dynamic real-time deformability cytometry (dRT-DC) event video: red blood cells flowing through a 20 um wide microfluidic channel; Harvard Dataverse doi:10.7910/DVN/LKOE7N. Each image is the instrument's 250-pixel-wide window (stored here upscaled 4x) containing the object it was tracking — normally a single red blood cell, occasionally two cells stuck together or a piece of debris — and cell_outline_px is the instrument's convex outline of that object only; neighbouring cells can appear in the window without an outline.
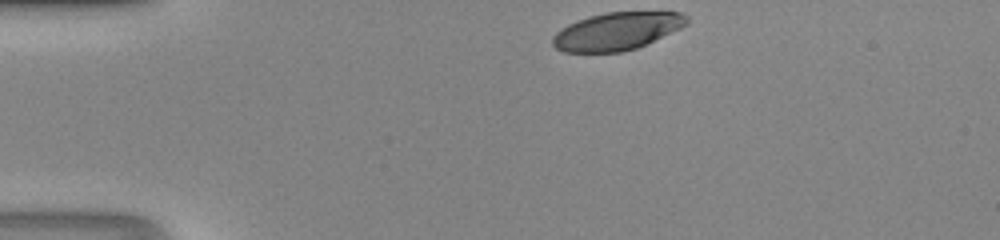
{"species": "human", "species_latin": "Homo sapiens", "temperature_condition": "room temperature", "stored_images_in_passage": 30, "camera_frame_rate_fps": 3000, "um_per_image_px": 0.085, "donor": {"sex": "male"}, "frame": {"image": 1, "passage_image": 1, "time_ms": 0.0, "image_size_px": [1000, 240], "cell_outline_px": [[688, 24], [680, 28], [636, 48], [620, 52], [564, 52], [556, 48], [552, 44], [552, 36], [556, 32], [568, 24], [576, 20], [588, 16], [608, 12], [680, 12], [688, 16]], "centroid_in_image_um": [52.4, 2.65], "position_along_channel_um": 32.6, "area_um2": 29.3}}
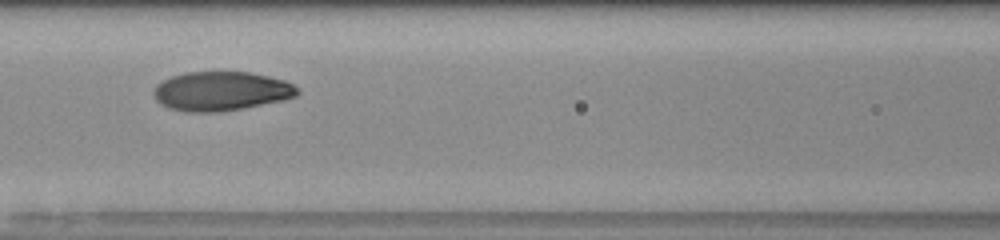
{"frame": {"image": 2, "passage_image": 13, "time_ms": 4.0, "image_size_px": [1000, 240], "cell_outline_px": [[300, 92], [296, 96], [284, 100], [240, 108], [216, 112], [184, 112], [168, 108], [160, 104], [156, 100], [152, 92], [156, 84], [172, 76], [184, 72], [248, 72], [268, 76], [284, 80], [292, 84]], "centroid_in_image_um": [18.75, 7.75], "position_along_channel_um": 147.9, "area_um2": 32.77}}
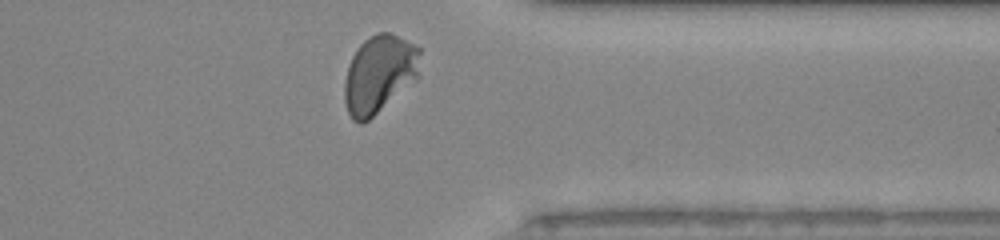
{"frame": {"image": 3, "passage_image": 29, "time_ms": 9.333, "image_size_px": [1000, 240], "cell_outline_px": [[420, 76], [416, 80], [368, 120], [360, 124], [352, 120], [348, 112], [344, 100], [344, 80], [348, 64], [356, 48], [368, 36], [376, 32], [392, 32], [420, 48]], "centroid_in_image_um": [32.23, 6.27], "position_along_channel_um": 379.2, "area_um2": 34.74}}